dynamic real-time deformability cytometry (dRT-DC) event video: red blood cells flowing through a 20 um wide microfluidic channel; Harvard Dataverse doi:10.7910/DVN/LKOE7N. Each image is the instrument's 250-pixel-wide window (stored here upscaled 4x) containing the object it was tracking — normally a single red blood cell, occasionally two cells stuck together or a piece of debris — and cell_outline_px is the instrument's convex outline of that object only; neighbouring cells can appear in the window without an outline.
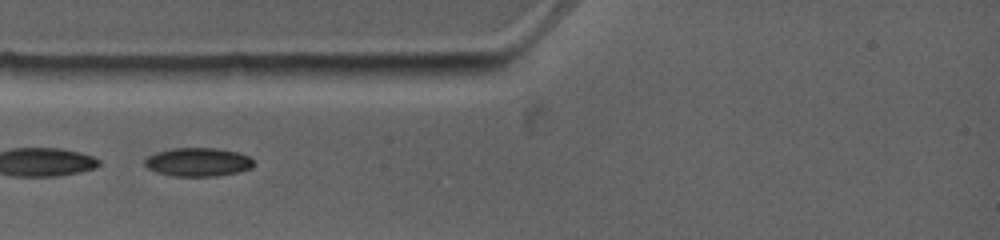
{"species": "common noctule bat (a hibernating species)", "species_latin": "Nyctalus noctula", "temperature_condition": "warm", "stored_images_in_passage": 5, "camera_frame_rate_fps": 4500, "um_per_image_px": 0.085, "animal": {"sex": "female", "body_mass_g": 19.0, "forearm_length_mm": 53.3}, "frame": {"image": 1, "passage_image": 2, "time_ms": 1.333, "image_size_px": [1000, 240], "cell_outline_px": [[252, 168], [240, 172], [216, 176], [172, 176], [156, 172], [148, 168], [144, 164], [144, 160], [148, 156], [156, 152], [172, 148], [216, 148], [240, 152], [248, 156], [252, 160]], "centroid_in_image_um": [16.83, 13.77], "position_along_channel_um": 68.2, "area_um2": 18.26}}
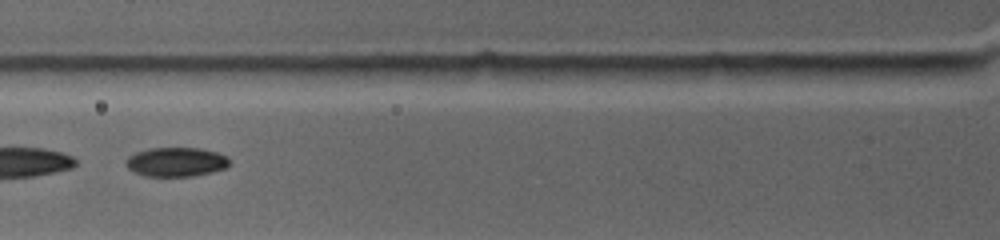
{"frame": {"image": 2, "passage_image": 3, "time_ms": 2.444, "image_size_px": [1000, 240], "cell_outline_px": [[228, 164], [224, 168], [212, 172], [192, 176], [144, 176], [132, 172], [124, 164], [128, 156], [136, 152], [148, 148], [200, 148], [216, 152], [228, 156]], "centroid_in_image_um": [14.92, 13.76], "position_along_channel_um": 110.9, "area_um2": 17.69}}